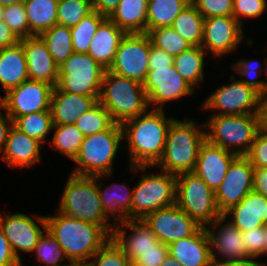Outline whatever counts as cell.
<instances>
[{
	"label": "cell",
	"mask_w": 267,
	"mask_h": 266,
	"mask_svg": "<svg viewBox=\"0 0 267 266\" xmlns=\"http://www.w3.org/2000/svg\"><path fill=\"white\" fill-rule=\"evenodd\" d=\"M173 119L165 116L164 109L150 108L121 125L123 139L128 143L130 169L134 174L146 172V169L156 166L160 161Z\"/></svg>",
	"instance_id": "1"
},
{
	"label": "cell",
	"mask_w": 267,
	"mask_h": 266,
	"mask_svg": "<svg viewBox=\"0 0 267 266\" xmlns=\"http://www.w3.org/2000/svg\"><path fill=\"white\" fill-rule=\"evenodd\" d=\"M45 216L46 230L55 237L72 262L87 263L112 237L101 225L77 219L57 211Z\"/></svg>",
	"instance_id": "2"
},
{
	"label": "cell",
	"mask_w": 267,
	"mask_h": 266,
	"mask_svg": "<svg viewBox=\"0 0 267 266\" xmlns=\"http://www.w3.org/2000/svg\"><path fill=\"white\" fill-rule=\"evenodd\" d=\"M205 130L204 123L197 125L194 120L180 121L174 117L167 132L163 156L155 167L176 176L193 172L199 149L206 140Z\"/></svg>",
	"instance_id": "3"
},
{
	"label": "cell",
	"mask_w": 267,
	"mask_h": 266,
	"mask_svg": "<svg viewBox=\"0 0 267 266\" xmlns=\"http://www.w3.org/2000/svg\"><path fill=\"white\" fill-rule=\"evenodd\" d=\"M98 102L109 112L114 123L120 125L150 109L142 83L108 69L103 75Z\"/></svg>",
	"instance_id": "4"
},
{
	"label": "cell",
	"mask_w": 267,
	"mask_h": 266,
	"mask_svg": "<svg viewBox=\"0 0 267 266\" xmlns=\"http://www.w3.org/2000/svg\"><path fill=\"white\" fill-rule=\"evenodd\" d=\"M58 211L65 215L103 226L111 235L114 224L103 212L97 189V176L72 174L67 179Z\"/></svg>",
	"instance_id": "5"
},
{
	"label": "cell",
	"mask_w": 267,
	"mask_h": 266,
	"mask_svg": "<svg viewBox=\"0 0 267 266\" xmlns=\"http://www.w3.org/2000/svg\"><path fill=\"white\" fill-rule=\"evenodd\" d=\"M122 140V126L116 123L108 130L85 136L73 160L77 166L71 173L81 176L112 174L114 159Z\"/></svg>",
	"instance_id": "6"
},
{
	"label": "cell",
	"mask_w": 267,
	"mask_h": 266,
	"mask_svg": "<svg viewBox=\"0 0 267 266\" xmlns=\"http://www.w3.org/2000/svg\"><path fill=\"white\" fill-rule=\"evenodd\" d=\"M206 122V140L237 156L247 155L258 133L256 114L211 115Z\"/></svg>",
	"instance_id": "7"
},
{
	"label": "cell",
	"mask_w": 267,
	"mask_h": 266,
	"mask_svg": "<svg viewBox=\"0 0 267 266\" xmlns=\"http://www.w3.org/2000/svg\"><path fill=\"white\" fill-rule=\"evenodd\" d=\"M200 226L206 227L221 216L215 192L194 172L176 176V203Z\"/></svg>",
	"instance_id": "8"
},
{
	"label": "cell",
	"mask_w": 267,
	"mask_h": 266,
	"mask_svg": "<svg viewBox=\"0 0 267 266\" xmlns=\"http://www.w3.org/2000/svg\"><path fill=\"white\" fill-rule=\"evenodd\" d=\"M160 171V174H143L134 187L131 219H143L150 212L176 203V175Z\"/></svg>",
	"instance_id": "9"
},
{
	"label": "cell",
	"mask_w": 267,
	"mask_h": 266,
	"mask_svg": "<svg viewBox=\"0 0 267 266\" xmlns=\"http://www.w3.org/2000/svg\"><path fill=\"white\" fill-rule=\"evenodd\" d=\"M105 70L88 53L73 52L59 67L56 87L69 93L99 97Z\"/></svg>",
	"instance_id": "10"
},
{
	"label": "cell",
	"mask_w": 267,
	"mask_h": 266,
	"mask_svg": "<svg viewBox=\"0 0 267 266\" xmlns=\"http://www.w3.org/2000/svg\"><path fill=\"white\" fill-rule=\"evenodd\" d=\"M150 38L147 33H126L109 71L143 83L149 71Z\"/></svg>",
	"instance_id": "11"
},
{
	"label": "cell",
	"mask_w": 267,
	"mask_h": 266,
	"mask_svg": "<svg viewBox=\"0 0 267 266\" xmlns=\"http://www.w3.org/2000/svg\"><path fill=\"white\" fill-rule=\"evenodd\" d=\"M230 80L229 84L220 86L210 94L201 109L212 110V115L256 114L260 95L239 79L236 80L234 74H231Z\"/></svg>",
	"instance_id": "12"
},
{
	"label": "cell",
	"mask_w": 267,
	"mask_h": 266,
	"mask_svg": "<svg viewBox=\"0 0 267 266\" xmlns=\"http://www.w3.org/2000/svg\"><path fill=\"white\" fill-rule=\"evenodd\" d=\"M53 89L46 82L28 79L9 90L0 99V105L14 121L20 116L50 110Z\"/></svg>",
	"instance_id": "13"
},
{
	"label": "cell",
	"mask_w": 267,
	"mask_h": 266,
	"mask_svg": "<svg viewBox=\"0 0 267 266\" xmlns=\"http://www.w3.org/2000/svg\"><path fill=\"white\" fill-rule=\"evenodd\" d=\"M153 109H163L165 103L192 96L195 89L189 85L176 71L175 66H154L149 70L142 83Z\"/></svg>",
	"instance_id": "14"
},
{
	"label": "cell",
	"mask_w": 267,
	"mask_h": 266,
	"mask_svg": "<svg viewBox=\"0 0 267 266\" xmlns=\"http://www.w3.org/2000/svg\"><path fill=\"white\" fill-rule=\"evenodd\" d=\"M143 220L166 245L188 238L202 227L176 204L150 212Z\"/></svg>",
	"instance_id": "15"
},
{
	"label": "cell",
	"mask_w": 267,
	"mask_h": 266,
	"mask_svg": "<svg viewBox=\"0 0 267 266\" xmlns=\"http://www.w3.org/2000/svg\"><path fill=\"white\" fill-rule=\"evenodd\" d=\"M253 170L246 156H237L232 161L223 182L215 191V201L221 215L253 191Z\"/></svg>",
	"instance_id": "16"
},
{
	"label": "cell",
	"mask_w": 267,
	"mask_h": 266,
	"mask_svg": "<svg viewBox=\"0 0 267 266\" xmlns=\"http://www.w3.org/2000/svg\"><path fill=\"white\" fill-rule=\"evenodd\" d=\"M243 26L233 16L204 18L201 47L212 56L224 57L235 51L242 42Z\"/></svg>",
	"instance_id": "17"
},
{
	"label": "cell",
	"mask_w": 267,
	"mask_h": 266,
	"mask_svg": "<svg viewBox=\"0 0 267 266\" xmlns=\"http://www.w3.org/2000/svg\"><path fill=\"white\" fill-rule=\"evenodd\" d=\"M35 217V219H32L24 213L5 215L0 212V229L8 239L14 255L21 262L19 254L32 252L39 237L42 235L43 230L40 226L42 225L41 227L46 230L45 216L36 215ZM36 219L39 225L34 221Z\"/></svg>",
	"instance_id": "18"
},
{
	"label": "cell",
	"mask_w": 267,
	"mask_h": 266,
	"mask_svg": "<svg viewBox=\"0 0 267 266\" xmlns=\"http://www.w3.org/2000/svg\"><path fill=\"white\" fill-rule=\"evenodd\" d=\"M226 221V218L221 215L205 227L210 240L211 261L213 265L223 261L249 257L244 247L245 242L242 241L241 231L230 221ZM218 257L220 258L218 259Z\"/></svg>",
	"instance_id": "19"
},
{
	"label": "cell",
	"mask_w": 267,
	"mask_h": 266,
	"mask_svg": "<svg viewBox=\"0 0 267 266\" xmlns=\"http://www.w3.org/2000/svg\"><path fill=\"white\" fill-rule=\"evenodd\" d=\"M236 157V154L205 140L199 149L193 172L215 192Z\"/></svg>",
	"instance_id": "20"
},
{
	"label": "cell",
	"mask_w": 267,
	"mask_h": 266,
	"mask_svg": "<svg viewBox=\"0 0 267 266\" xmlns=\"http://www.w3.org/2000/svg\"><path fill=\"white\" fill-rule=\"evenodd\" d=\"M25 53L30 80L46 82L53 87L59 78V66L55 63L46 43L40 36L20 39Z\"/></svg>",
	"instance_id": "21"
},
{
	"label": "cell",
	"mask_w": 267,
	"mask_h": 266,
	"mask_svg": "<svg viewBox=\"0 0 267 266\" xmlns=\"http://www.w3.org/2000/svg\"><path fill=\"white\" fill-rule=\"evenodd\" d=\"M127 229L132 230L127 237ZM112 238L124 250L130 261H133L139 252L147 249H156L160 243L156 235L143 219H129L115 224Z\"/></svg>",
	"instance_id": "22"
},
{
	"label": "cell",
	"mask_w": 267,
	"mask_h": 266,
	"mask_svg": "<svg viewBox=\"0 0 267 266\" xmlns=\"http://www.w3.org/2000/svg\"><path fill=\"white\" fill-rule=\"evenodd\" d=\"M40 145L39 141L30 138L12 125L1 158L11 168L32 167L41 160Z\"/></svg>",
	"instance_id": "23"
},
{
	"label": "cell",
	"mask_w": 267,
	"mask_h": 266,
	"mask_svg": "<svg viewBox=\"0 0 267 266\" xmlns=\"http://www.w3.org/2000/svg\"><path fill=\"white\" fill-rule=\"evenodd\" d=\"M99 97L59 90L56 86L51 96L50 111L53 125H73L83 113L91 109Z\"/></svg>",
	"instance_id": "24"
},
{
	"label": "cell",
	"mask_w": 267,
	"mask_h": 266,
	"mask_svg": "<svg viewBox=\"0 0 267 266\" xmlns=\"http://www.w3.org/2000/svg\"><path fill=\"white\" fill-rule=\"evenodd\" d=\"M223 216L241 232L267 224V197L255 191L249 192L237 205Z\"/></svg>",
	"instance_id": "25"
},
{
	"label": "cell",
	"mask_w": 267,
	"mask_h": 266,
	"mask_svg": "<svg viewBox=\"0 0 267 266\" xmlns=\"http://www.w3.org/2000/svg\"><path fill=\"white\" fill-rule=\"evenodd\" d=\"M169 253L183 266H214L205 227H201L188 238L172 242L169 245Z\"/></svg>",
	"instance_id": "26"
},
{
	"label": "cell",
	"mask_w": 267,
	"mask_h": 266,
	"mask_svg": "<svg viewBox=\"0 0 267 266\" xmlns=\"http://www.w3.org/2000/svg\"><path fill=\"white\" fill-rule=\"evenodd\" d=\"M111 175L112 174L97 175V189L102 202L103 212L109 220L113 218L117 224L131 219L133 190H130L124 183H113L101 189L100 187H102L103 183L101 179L103 177L105 178V176L111 177Z\"/></svg>",
	"instance_id": "27"
},
{
	"label": "cell",
	"mask_w": 267,
	"mask_h": 266,
	"mask_svg": "<svg viewBox=\"0 0 267 266\" xmlns=\"http://www.w3.org/2000/svg\"><path fill=\"white\" fill-rule=\"evenodd\" d=\"M126 32L106 17L93 36L88 54L106 70L112 65L118 45Z\"/></svg>",
	"instance_id": "28"
},
{
	"label": "cell",
	"mask_w": 267,
	"mask_h": 266,
	"mask_svg": "<svg viewBox=\"0 0 267 266\" xmlns=\"http://www.w3.org/2000/svg\"><path fill=\"white\" fill-rule=\"evenodd\" d=\"M29 79L24 50L20 43L0 50V83L5 94Z\"/></svg>",
	"instance_id": "29"
},
{
	"label": "cell",
	"mask_w": 267,
	"mask_h": 266,
	"mask_svg": "<svg viewBox=\"0 0 267 266\" xmlns=\"http://www.w3.org/2000/svg\"><path fill=\"white\" fill-rule=\"evenodd\" d=\"M148 0H121L108 16L126 33H147Z\"/></svg>",
	"instance_id": "30"
},
{
	"label": "cell",
	"mask_w": 267,
	"mask_h": 266,
	"mask_svg": "<svg viewBox=\"0 0 267 266\" xmlns=\"http://www.w3.org/2000/svg\"><path fill=\"white\" fill-rule=\"evenodd\" d=\"M59 0H24L29 24V37L40 36L57 24Z\"/></svg>",
	"instance_id": "31"
},
{
	"label": "cell",
	"mask_w": 267,
	"mask_h": 266,
	"mask_svg": "<svg viewBox=\"0 0 267 266\" xmlns=\"http://www.w3.org/2000/svg\"><path fill=\"white\" fill-rule=\"evenodd\" d=\"M205 50L201 46H191L174 57V66L178 74L194 89L204 82Z\"/></svg>",
	"instance_id": "32"
},
{
	"label": "cell",
	"mask_w": 267,
	"mask_h": 266,
	"mask_svg": "<svg viewBox=\"0 0 267 266\" xmlns=\"http://www.w3.org/2000/svg\"><path fill=\"white\" fill-rule=\"evenodd\" d=\"M190 2L191 0H148L147 32L158 27L171 26Z\"/></svg>",
	"instance_id": "33"
},
{
	"label": "cell",
	"mask_w": 267,
	"mask_h": 266,
	"mask_svg": "<svg viewBox=\"0 0 267 266\" xmlns=\"http://www.w3.org/2000/svg\"><path fill=\"white\" fill-rule=\"evenodd\" d=\"M204 17L190 2L174 19L171 27L192 46H201L203 38Z\"/></svg>",
	"instance_id": "34"
},
{
	"label": "cell",
	"mask_w": 267,
	"mask_h": 266,
	"mask_svg": "<svg viewBox=\"0 0 267 266\" xmlns=\"http://www.w3.org/2000/svg\"><path fill=\"white\" fill-rule=\"evenodd\" d=\"M55 63L60 67L74 52L70 28L55 24L40 35Z\"/></svg>",
	"instance_id": "35"
},
{
	"label": "cell",
	"mask_w": 267,
	"mask_h": 266,
	"mask_svg": "<svg viewBox=\"0 0 267 266\" xmlns=\"http://www.w3.org/2000/svg\"><path fill=\"white\" fill-rule=\"evenodd\" d=\"M13 125L30 138L36 139L41 144L46 141L49 132H52L53 120L51 111H41L17 117Z\"/></svg>",
	"instance_id": "36"
},
{
	"label": "cell",
	"mask_w": 267,
	"mask_h": 266,
	"mask_svg": "<svg viewBox=\"0 0 267 266\" xmlns=\"http://www.w3.org/2000/svg\"><path fill=\"white\" fill-rule=\"evenodd\" d=\"M52 129H55V132L50 141V146L73 161L80 150L85 136L74 124L53 125Z\"/></svg>",
	"instance_id": "37"
},
{
	"label": "cell",
	"mask_w": 267,
	"mask_h": 266,
	"mask_svg": "<svg viewBox=\"0 0 267 266\" xmlns=\"http://www.w3.org/2000/svg\"><path fill=\"white\" fill-rule=\"evenodd\" d=\"M106 16L96 10L86 15L77 25L70 28L72 47L75 53H88L91 41L100 23Z\"/></svg>",
	"instance_id": "38"
},
{
	"label": "cell",
	"mask_w": 267,
	"mask_h": 266,
	"mask_svg": "<svg viewBox=\"0 0 267 266\" xmlns=\"http://www.w3.org/2000/svg\"><path fill=\"white\" fill-rule=\"evenodd\" d=\"M147 34L152 45L162 49L173 57L181 54L192 46L171 26L158 27L149 30Z\"/></svg>",
	"instance_id": "39"
},
{
	"label": "cell",
	"mask_w": 267,
	"mask_h": 266,
	"mask_svg": "<svg viewBox=\"0 0 267 266\" xmlns=\"http://www.w3.org/2000/svg\"><path fill=\"white\" fill-rule=\"evenodd\" d=\"M114 121L105 107L97 102L91 109L82 114L75 122V126L84 136L108 130Z\"/></svg>",
	"instance_id": "40"
},
{
	"label": "cell",
	"mask_w": 267,
	"mask_h": 266,
	"mask_svg": "<svg viewBox=\"0 0 267 266\" xmlns=\"http://www.w3.org/2000/svg\"><path fill=\"white\" fill-rule=\"evenodd\" d=\"M45 233L46 234L43 232L39 237L38 242L35 244L31 253H35L38 262L45 263L47 266L66 265L65 263L60 264V262H64L65 259L69 261L63 248L60 246L55 237L47 230H45Z\"/></svg>",
	"instance_id": "41"
},
{
	"label": "cell",
	"mask_w": 267,
	"mask_h": 266,
	"mask_svg": "<svg viewBox=\"0 0 267 266\" xmlns=\"http://www.w3.org/2000/svg\"><path fill=\"white\" fill-rule=\"evenodd\" d=\"M92 11L91 0H59L57 24L72 28Z\"/></svg>",
	"instance_id": "42"
},
{
	"label": "cell",
	"mask_w": 267,
	"mask_h": 266,
	"mask_svg": "<svg viewBox=\"0 0 267 266\" xmlns=\"http://www.w3.org/2000/svg\"><path fill=\"white\" fill-rule=\"evenodd\" d=\"M88 266H129L124 250L111 237L87 262Z\"/></svg>",
	"instance_id": "43"
},
{
	"label": "cell",
	"mask_w": 267,
	"mask_h": 266,
	"mask_svg": "<svg viewBox=\"0 0 267 266\" xmlns=\"http://www.w3.org/2000/svg\"><path fill=\"white\" fill-rule=\"evenodd\" d=\"M254 61L255 59H240L232 65L236 73L242 76V79L239 80L256 91L260 96H263L265 95L264 80H257V78L264 72V68L259 61H257L258 63L256 62L257 64H255ZM244 77H247L248 79H244Z\"/></svg>",
	"instance_id": "44"
},
{
	"label": "cell",
	"mask_w": 267,
	"mask_h": 266,
	"mask_svg": "<svg viewBox=\"0 0 267 266\" xmlns=\"http://www.w3.org/2000/svg\"><path fill=\"white\" fill-rule=\"evenodd\" d=\"M3 21L19 39L29 37V24L23 2L4 6Z\"/></svg>",
	"instance_id": "45"
},
{
	"label": "cell",
	"mask_w": 267,
	"mask_h": 266,
	"mask_svg": "<svg viewBox=\"0 0 267 266\" xmlns=\"http://www.w3.org/2000/svg\"><path fill=\"white\" fill-rule=\"evenodd\" d=\"M204 17L233 16L234 0H191Z\"/></svg>",
	"instance_id": "46"
},
{
	"label": "cell",
	"mask_w": 267,
	"mask_h": 266,
	"mask_svg": "<svg viewBox=\"0 0 267 266\" xmlns=\"http://www.w3.org/2000/svg\"><path fill=\"white\" fill-rule=\"evenodd\" d=\"M266 9V0H234L233 17L243 26L242 18L257 19Z\"/></svg>",
	"instance_id": "47"
},
{
	"label": "cell",
	"mask_w": 267,
	"mask_h": 266,
	"mask_svg": "<svg viewBox=\"0 0 267 266\" xmlns=\"http://www.w3.org/2000/svg\"><path fill=\"white\" fill-rule=\"evenodd\" d=\"M241 236L249 256H263L265 250V226L241 232Z\"/></svg>",
	"instance_id": "48"
},
{
	"label": "cell",
	"mask_w": 267,
	"mask_h": 266,
	"mask_svg": "<svg viewBox=\"0 0 267 266\" xmlns=\"http://www.w3.org/2000/svg\"><path fill=\"white\" fill-rule=\"evenodd\" d=\"M246 157L253 168H267V134L258 132Z\"/></svg>",
	"instance_id": "49"
},
{
	"label": "cell",
	"mask_w": 267,
	"mask_h": 266,
	"mask_svg": "<svg viewBox=\"0 0 267 266\" xmlns=\"http://www.w3.org/2000/svg\"><path fill=\"white\" fill-rule=\"evenodd\" d=\"M169 253V245L164 243L156 244V249H147L139 252L133 260L146 266H160Z\"/></svg>",
	"instance_id": "50"
},
{
	"label": "cell",
	"mask_w": 267,
	"mask_h": 266,
	"mask_svg": "<svg viewBox=\"0 0 267 266\" xmlns=\"http://www.w3.org/2000/svg\"><path fill=\"white\" fill-rule=\"evenodd\" d=\"M0 266H23L14 255L8 239L0 229Z\"/></svg>",
	"instance_id": "51"
},
{
	"label": "cell",
	"mask_w": 267,
	"mask_h": 266,
	"mask_svg": "<svg viewBox=\"0 0 267 266\" xmlns=\"http://www.w3.org/2000/svg\"><path fill=\"white\" fill-rule=\"evenodd\" d=\"M174 57L160 48L151 44L149 53V70H154V66H173Z\"/></svg>",
	"instance_id": "52"
},
{
	"label": "cell",
	"mask_w": 267,
	"mask_h": 266,
	"mask_svg": "<svg viewBox=\"0 0 267 266\" xmlns=\"http://www.w3.org/2000/svg\"><path fill=\"white\" fill-rule=\"evenodd\" d=\"M256 117L258 132L267 134V94L259 97Z\"/></svg>",
	"instance_id": "53"
},
{
	"label": "cell",
	"mask_w": 267,
	"mask_h": 266,
	"mask_svg": "<svg viewBox=\"0 0 267 266\" xmlns=\"http://www.w3.org/2000/svg\"><path fill=\"white\" fill-rule=\"evenodd\" d=\"M253 191L267 197V168H254Z\"/></svg>",
	"instance_id": "54"
},
{
	"label": "cell",
	"mask_w": 267,
	"mask_h": 266,
	"mask_svg": "<svg viewBox=\"0 0 267 266\" xmlns=\"http://www.w3.org/2000/svg\"><path fill=\"white\" fill-rule=\"evenodd\" d=\"M20 42V39L13 33V31L6 25V23L0 21V50Z\"/></svg>",
	"instance_id": "55"
},
{
	"label": "cell",
	"mask_w": 267,
	"mask_h": 266,
	"mask_svg": "<svg viewBox=\"0 0 267 266\" xmlns=\"http://www.w3.org/2000/svg\"><path fill=\"white\" fill-rule=\"evenodd\" d=\"M93 10L108 17L117 7L121 0H91Z\"/></svg>",
	"instance_id": "56"
},
{
	"label": "cell",
	"mask_w": 267,
	"mask_h": 266,
	"mask_svg": "<svg viewBox=\"0 0 267 266\" xmlns=\"http://www.w3.org/2000/svg\"><path fill=\"white\" fill-rule=\"evenodd\" d=\"M1 110H3V107L0 105V151L2 152L6 144L9 129L13 125V120L7 113L3 115Z\"/></svg>",
	"instance_id": "57"
},
{
	"label": "cell",
	"mask_w": 267,
	"mask_h": 266,
	"mask_svg": "<svg viewBox=\"0 0 267 266\" xmlns=\"http://www.w3.org/2000/svg\"><path fill=\"white\" fill-rule=\"evenodd\" d=\"M258 257H255V256H249L247 258H244V259H236V260H231V261H223V262H220L214 266H266V262L263 263L260 261L257 262L256 259Z\"/></svg>",
	"instance_id": "58"
},
{
	"label": "cell",
	"mask_w": 267,
	"mask_h": 266,
	"mask_svg": "<svg viewBox=\"0 0 267 266\" xmlns=\"http://www.w3.org/2000/svg\"><path fill=\"white\" fill-rule=\"evenodd\" d=\"M160 266H183L170 253L167 254Z\"/></svg>",
	"instance_id": "59"
},
{
	"label": "cell",
	"mask_w": 267,
	"mask_h": 266,
	"mask_svg": "<svg viewBox=\"0 0 267 266\" xmlns=\"http://www.w3.org/2000/svg\"><path fill=\"white\" fill-rule=\"evenodd\" d=\"M24 0H0V6H8L16 3L23 2Z\"/></svg>",
	"instance_id": "60"
},
{
	"label": "cell",
	"mask_w": 267,
	"mask_h": 266,
	"mask_svg": "<svg viewBox=\"0 0 267 266\" xmlns=\"http://www.w3.org/2000/svg\"><path fill=\"white\" fill-rule=\"evenodd\" d=\"M63 266H88L87 263H84V262H72L70 261V264H66V265H63Z\"/></svg>",
	"instance_id": "61"
},
{
	"label": "cell",
	"mask_w": 267,
	"mask_h": 266,
	"mask_svg": "<svg viewBox=\"0 0 267 266\" xmlns=\"http://www.w3.org/2000/svg\"><path fill=\"white\" fill-rule=\"evenodd\" d=\"M265 63H264V65H265V68H264V72H266V74H267V57L265 58ZM264 84H265V95L267 94V80H264Z\"/></svg>",
	"instance_id": "62"
},
{
	"label": "cell",
	"mask_w": 267,
	"mask_h": 266,
	"mask_svg": "<svg viewBox=\"0 0 267 266\" xmlns=\"http://www.w3.org/2000/svg\"><path fill=\"white\" fill-rule=\"evenodd\" d=\"M263 255H267V224L265 225V250Z\"/></svg>",
	"instance_id": "63"
},
{
	"label": "cell",
	"mask_w": 267,
	"mask_h": 266,
	"mask_svg": "<svg viewBox=\"0 0 267 266\" xmlns=\"http://www.w3.org/2000/svg\"><path fill=\"white\" fill-rule=\"evenodd\" d=\"M129 266H146V265H143V264L138 263L136 261H130V265Z\"/></svg>",
	"instance_id": "64"
},
{
	"label": "cell",
	"mask_w": 267,
	"mask_h": 266,
	"mask_svg": "<svg viewBox=\"0 0 267 266\" xmlns=\"http://www.w3.org/2000/svg\"><path fill=\"white\" fill-rule=\"evenodd\" d=\"M3 20V6H0V21Z\"/></svg>",
	"instance_id": "65"
}]
</instances>
